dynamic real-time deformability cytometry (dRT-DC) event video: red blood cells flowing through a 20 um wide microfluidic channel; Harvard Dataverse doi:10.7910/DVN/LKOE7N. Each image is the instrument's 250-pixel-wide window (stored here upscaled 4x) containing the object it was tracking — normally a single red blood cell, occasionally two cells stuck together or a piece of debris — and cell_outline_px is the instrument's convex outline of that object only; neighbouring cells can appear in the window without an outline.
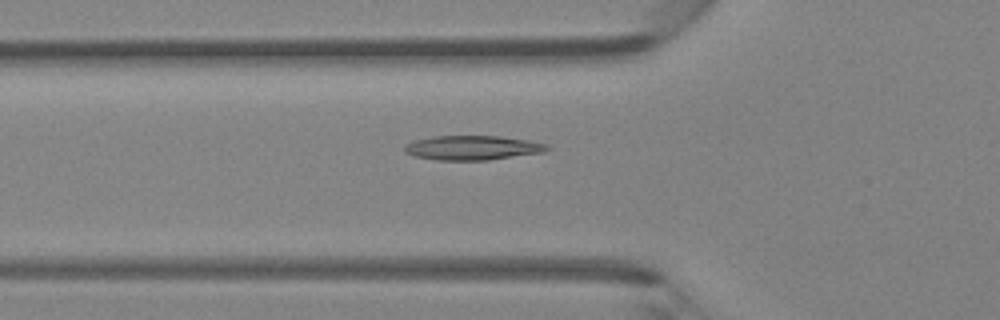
{"species": "Egyptian fruit bat (a non-hibernating species)", "species_latin": "Rousettus aegyptiacus", "temperature_condition": "room temperature", "stored_images_in_passage": 44, "camera_frame_rate_fps": 3000, "um_per_image_px": 0.085, "animal": {"sex": "female"}, "frame": {"image": 1, "passage_image": 16, "time_ms": 5.0, "image_size_px": [1000, 320], "cell_outline_px": [[552, 148], [544, 152], [488, 160], [436, 160], [412, 156], [404, 152], [404, 144], [412, 140], [436, 136], [500, 136], [528, 140], [544, 144]], "centroid_in_image_um": [40.1, 12.56], "position_along_channel_um": 85.7, "area_um2": 20.4}}
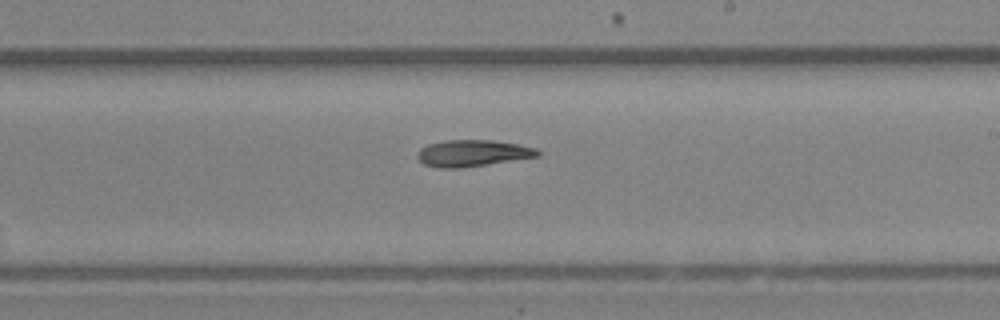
{"frame": {"image": 2, "passage_image": 27, "time_ms": 8.667, "image_size_px": [1000, 320], "cell_outline_px": [[540, 156], [460, 168], [440, 168], [424, 164], [416, 156], [416, 152], [420, 148], [428, 144], [444, 140], [492, 140], [516, 144], [536, 148], [540, 152]], "centroid_in_image_um": [40.14, 13.01], "position_along_channel_um": 248.9, "area_um2": 18.55}}
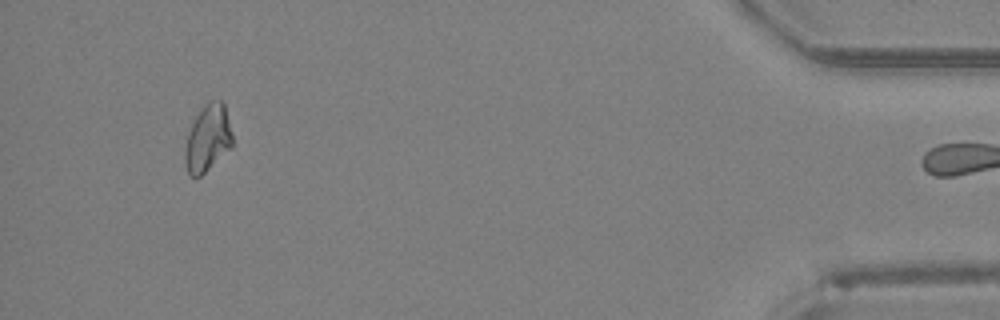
{"frame": {"image": 3, "passage_image": 43, "time_ms": 14.0, "image_size_px": [1000, 320], "cell_outline_px": [[232, 148], [200, 176], [192, 176], [188, 172], [184, 164], [184, 152], [188, 132], [196, 116], [204, 104], [208, 100], [220, 100], [224, 104], [232, 136]], "centroid_in_image_um": [17.65, 11.76], "position_along_channel_um": 417.6, "area_um2": 18.38}}